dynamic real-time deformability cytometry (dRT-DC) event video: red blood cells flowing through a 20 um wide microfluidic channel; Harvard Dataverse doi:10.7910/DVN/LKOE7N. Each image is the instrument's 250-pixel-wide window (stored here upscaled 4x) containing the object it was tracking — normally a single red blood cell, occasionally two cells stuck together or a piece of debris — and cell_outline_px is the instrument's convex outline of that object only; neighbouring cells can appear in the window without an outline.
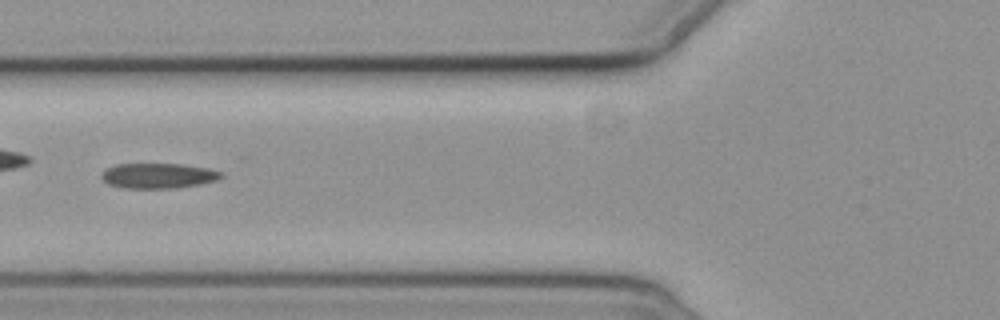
{"species": "common noctule bat (a hibernating species)", "species_latin": "Nyctalus noctula", "temperature_condition": "cold", "stored_images_in_passage": 7, "camera_frame_rate_fps": 3000, "um_per_image_px": 0.085, "animal": {"sex": "female", "body_mass_g": 19.3, "forearm_length_mm": 54.1}, "frame": {"image": 1, "passage_image": 6, "time_ms": 6.0, "image_size_px": [1000, 320], "cell_outline_px": [[224, 176], [216, 180], [200, 184], [176, 188], [124, 188], [108, 184], [100, 176], [100, 172], [104, 168], [116, 164], [180, 164], [208, 168], [224, 172]], "centroid_in_image_um": [13.43, 14.93], "position_along_channel_um": 112.4, "area_um2": 17.74}}
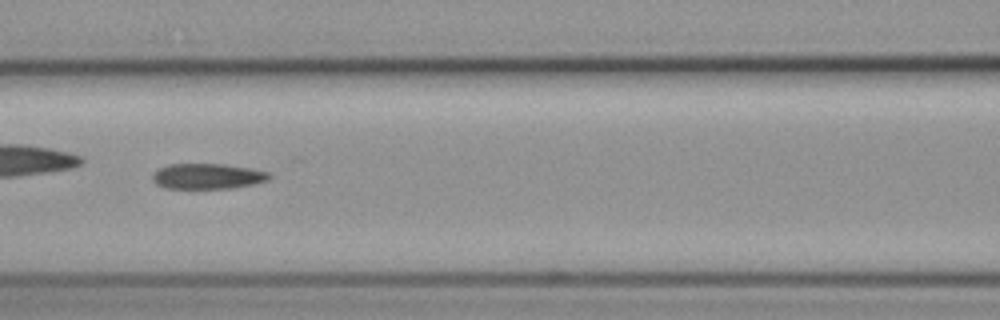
{"frame": {"image": 2, "passage_image": 7, "time_ms": 7.0, "image_size_px": [1000, 320], "cell_outline_px": [[272, 176], [268, 180], [252, 184], [232, 188], [168, 188], [156, 184], [152, 180], [152, 172], [168, 164], [224, 164], [252, 168], [268, 172]], "centroid_in_image_um": [17.63, 14.97], "position_along_channel_um": 149.0, "area_um2": 17.34}}